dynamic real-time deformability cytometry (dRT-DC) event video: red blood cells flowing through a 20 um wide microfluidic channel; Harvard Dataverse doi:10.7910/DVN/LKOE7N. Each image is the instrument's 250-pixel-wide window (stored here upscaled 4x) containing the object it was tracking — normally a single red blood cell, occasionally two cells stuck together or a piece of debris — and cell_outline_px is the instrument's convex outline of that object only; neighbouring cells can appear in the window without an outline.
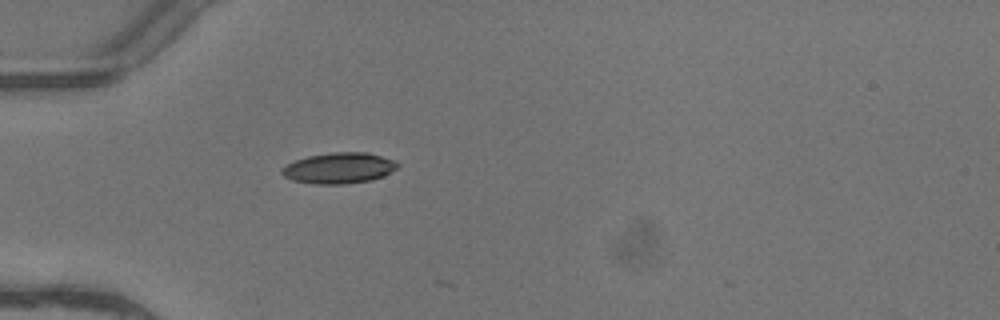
{"species": "common noctule bat (a hibernating species)", "species_latin": "Nyctalus noctula", "temperature_condition": "warm", "stored_images_in_passage": 1, "camera_frame_rate_fps": 3000, "um_per_image_px": 0.085, "animal": {"sex": "female"}, "frame": {"image": 1, "passage_image": 1, "time_ms": 0.0, "image_size_px": [1000, 320], "cell_outline_px": [[400, 164], [396, 168], [384, 176], [372, 180], [344, 184], [312, 184], [292, 180], [284, 176], [280, 172], [280, 168], [296, 160], [308, 156], [332, 152], [368, 152], [396, 160]], "centroid_in_image_um": [28.83, 14.28], "position_along_channel_um": 56.2, "area_um2": 20.98}}